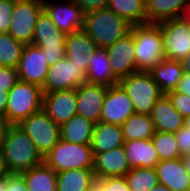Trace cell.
I'll list each match as a JSON object with an SVG mask.
<instances>
[{
    "mask_svg": "<svg viewBox=\"0 0 190 191\" xmlns=\"http://www.w3.org/2000/svg\"><path fill=\"white\" fill-rule=\"evenodd\" d=\"M6 168L10 174H19L44 163V157L18 125H11L1 146Z\"/></svg>",
    "mask_w": 190,
    "mask_h": 191,
    "instance_id": "6da1fadb",
    "label": "cell"
},
{
    "mask_svg": "<svg viewBox=\"0 0 190 191\" xmlns=\"http://www.w3.org/2000/svg\"><path fill=\"white\" fill-rule=\"evenodd\" d=\"M131 26L123 17L104 8L85 14L83 30L98 48L105 49L128 34Z\"/></svg>",
    "mask_w": 190,
    "mask_h": 191,
    "instance_id": "7a4b0ae2",
    "label": "cell"
},
{
    "mask_svg": "<svg viewBox=\"0 0 190 191\" xmlns=\"http://www.w3.org/2000/svg\"><path fill=\"white\" fill-rule=\"evenodd\" d=\"M138 71H149L164 59L163 40L156 23L131 26Z\"/></svg>",
    "mask_w": 190,
    "mask_h": 191,
    "instance_id": "3957f363",
    "label": "cell"
},
{
    "mask_svg": "<svg viewBox=\"0 0 190 191\" xmlns=\"http://www.w3.org/2000/svg\"><path fill=\"white\" fill-rule=\"evenodd\" d=\"M42 97V88L19 80L8 92L4 118L11 125H18L42 109Z\"/></svg>",
    "mask_w": 190,
    "mask_h": 191,
    "instance_id": "277c9868",
    "label": "cell"
},
{
    "mask_svg": "<svg viewBox=\"0 0 190 191\" xmlns=\"http://www.w3.org/2000/svg\"><path fill=\"white\" fill-rule=\"evenodd\" d=\"M118 83L132 101L135 113L150 115L156 101L164 95L148 71H137Z\"/></svg>",
    "mask_w": 190,
    "mask_h": 191,
    "instance_id": "5b68a950",
    "label": "cell"
},
{
    "mask_svg": "<svg viewBox=\"0 0 190 191\" xmlns=\"http://www.w3.org/2000/svg\"><path fill=\"white\" fill-rule=\"evenodd\" d=\"M94 154L90 144L59 140L44 156V163L56 173L70 169L93 168Z\"/></svg>",
    "mask_w": 190,
    "mask_h": 191,
    "instance_id": "8992f818",
    "label": "cell"
},
{
    "mask_svg": "<svg viewBox=\"0 0 190 191\" xmlns=\"http://www.w3.org/2000/svg\"><path fill=\"white\" fill-rule=\"evenodd\" d=\"M18 126L28 135L43 157L61 139L60 126L42 109L22 120Z\"/></svg>",
    "mask_w": 190,
    "mask_h": 191,
    "instance_id": "52a82bcc",
    "label": "cell"
},
{
    "mask_svg": "<svg viewBox=\"0 0 190 191\" xmlns=\"http://www.w3.org/2000/svg\"><path fill=\"white\" fill-rule=\"evenodd\" d=\"M156 24L162 34L164 59L181 61L190 54V25L182 17Z\"/></svg>",
    "mask_w": 190,
    "mask_h": 191,
    "instance_id": "ba28073f",
    "label": "cell"
},
{
    "mask_svg": "<svg viewBox=\"0 0 190 191\" xmlns=\"http://www.w3.org/2000/svg\"><path fill=\"white\" fill-rule=\"evenodd\" d=\"M84 83H87L84 64H77L65 57L49 65L42 92L50 93L53 91L77 89Z\"/></svg>",
    "mask_w": 190,
    "mask_h": 191,
    "instance_id": "9c48e42d",
    "label": "cell"
},
{
    "mask_svg": "<svg viewBox=\"0 0 190 191\" xmlns=\"http://www.w3.org/2000/svg\"><path fill=\"white\" fill-rule=\"evenodd\" d=\"M43 11V0H16L9 34L17 41L32 44L38 16Z\"/></svg>",
    "mask_w": 190,
    "mask_h": 191,
    "instance_id": "30bf717a",
    "label": "cell"
},
{
    "mask_svg": "<svg viewBox=\"0 0 190 191\" xmlns=\"http://www.w3.org/2000/svg\"><path fill=\"white\" fill-rule=\"evenodd\" d=\"M43 10L55 27L65 34L84 29L85 13L73 0H43Z\"/></svg>",
    "mask_w": 190,
    "mask_h": 191,
    "instance_id": "8fae6325",
    "label": "cell"
},
{
    "mask_svg": "<svg viewBox=\"0 0 190 191\" xmlns=\"http://www.w3.org/2000/svg\"><path fill=\"white\" fill-rule=\"evenodd\" d=\"M49 64L42 49L33 44H25L17 67L20 81L43 87Z\"/></svg>",
    "mask_w": 190,
    "mask_h": 191,
    "instance_id": "7c38bea8",
    "label": "cell"
},
{
    "mask_svg": "<svg viewBox=\"0 0 190 191\" xmlns=\"http://www.w3.org/2000/svg\"><path fill=\"white\" fill-rule=\"evenodd\" d=\"M134 113L132 101L119 83L107 87L100 122L122 125Z\"/></svg>",
    "mask_w": 190,
    "mask_h": 191,
    "instance_id": "4fadbf2b",
    "label": "cell"
},
{
    "mask_svg": "<svg viewBox=\"0 0 190 191\" xmlns=\"http://www.w3.org/2000/svg\"><path fill=\"white\" fill-rule=\"evenodd\" d=\"M113 75L118 79L137 72L134 37L131 32L105 48Z\"/></svg>",
    "mask_w": 190,
    "mask_h": 191,
    "instance_id": "5bb4252c",
    "label": "cell"
},
{
    "mask_svg": "<svg viewBox=\"0 0 190 191\" xmlns=\"http://www.w3.org/2000/svg\"><path fill=\"white\" fill-rule=\"evenodd\" d=\"M42 110L59 126L77 114L76 89L43 93Z\"/></svg>",
    "mask_w": 190,
    "mask_h": 191,
    "instance_id": "9a60e30c",
    "label": "cell"
},
{
    "mask_svg": "<svg viewBox=\"0 0 190 191\" xmlns=\"http://www.w3.org/2000/svg\"><path fill=\"white\" fill-rule=\"evenodd\" d=\"M107 87L102 84L84 83L76 89L77 114L94 124L100 121Z\"/></svg>",
    "mask_w": 190,
    "mask_h": 191,
    "instance_id": "2e32d148",
    "label": "cell"
},
{
    "mask_svg": "<svg viewBox=\"0 0 190 191\" xmlns=\"http://www.w3.org/2000/svg\"><path fill=\"white\" fill-rule=\"evenodd\" d=\"M93 172L96 179L125 176L131 169L123 146L94 154Z\"/></svg>",
    "mask_w": 190,
    "mask_h": 191,
    "instance_id": "e0dca14e",
    "label": "cell"
},
{
    "mask_svg": "<svg viewBox=\"0 0 190 191\" xmlns=\"http://www.w3.org/2000/svg\"><path fill=\"white\" fill-rule=\"evenodd\" d=\"M155 169L159 183L171 191H190V177L181 157L159 161Z\"/></svg>",
    "mask_w": 190,
    "mask_h": 191,
    "instance_id": "ac0fdd59",
    "label": "cell"
},
{
    "mask_svg": "<svg viewBox=\"0 0 190 191\" xmlns=\"http://www.w3.org/2000/svg\"><path fill=\"white\" fill-rule=\"evenodd\" d=\"M98 47L84 30L67 34L65 41V55L77 64H84V71L87 72L90 57Z\"/></svg>",
    "mask_w": 190,
    "mask_h": 191,
    "instance_id": "d6986e66",
    "label": "cell"
},
{
    "mask_svg": "<svg viewBox=\"0 0 190 191\" xmlns=\"http://www.w3.org/2000/svg\"><path fill=\"white\" fill-rule=\"evenodd\" d=\"M150 116L156 131L176 133L183 127L184 117L174 109L165 94L156 101Z\"/></svg>",
    "mask_w": 190,
    "mask_h": 191,
    "instance_id": "ffe728a7",
    "label": "cell"
},
{
    "mask_svg": "<svg viewBox=\"0 0 190 191\" xmlns=\"http://www.w3.org/2000/svg\"><path fill=\"white\" fill-rule=\"evenodd\" d=\"M131 169L139 167L155 168L160 161L151 139H134L123 144Z\"/></svg>",
    "mask_w": 190,
    "mask_h": 191,
    "instance_id": "44dd1931",
    "label": "cell"
},
{
    "mask_svg": "<svg viewBox=\"0 0 190 191\" xmlns=\"http://www.w3.org/2000/svg\"><path fill=\"white\" fill-rule=\"evenodd\" d=\"M67 34L59 31L43 10L38 16L32 44L41 49L65 48Z\"/></svg>",
    "mask_w": 190,
    "mask_h": 191,
    "instance_id": "7402d4cb",
    "label": "cell"
},
{
    "mask_svg": "<svg viewBox=\"0 0 190 191\" xmlns=\"http://www.w3.org/2000/svg\"><path fill=\"white\" fill-rule=\"evenodd\" d=\"M124 143L125 139L121 125L100 121L95 124L90 143L93 154L121 147Z\"/></svg>",
    "mask_w": 190,
    "mask_h": 191,
    "instance_id": "603a6c76",
    "label": "cell"
},
{
    "mask_svg": "<svg viewBox=\"0 0 190 191\" xmlns=\"http://www.w3.org/2000/svg\"><path fill=\"white\" fill-rule=\"evenodd\" d=\"M148 72L163 94L175 91L184 74L180 61L169 59H163Z\"/></svg>",
    "mask_w": 190,
    "mask_h": 191,
    "instance_id": "cb8c5ba5",
    "label": "cell"
},
{
    "mask_svg": "<svg viewBox=\"0 0 190 191\" xmlns=\"http://www.w3.org/2000/svg\"><path fill=\"white\" fill-rule=\"evenodd\" d=\"M189 0H145L146 23H159L164 20L180 18Z\"/></svg>",
    "mask_w": 190,
    "mask_h": 191,
    "instance_id": "d4e9b609",
    "label": "cell"
},
{
    "mask_svg": "<svg viewBox=\"0 0 190 191\" xmlns=\"http://www.w3.org/2000/svg\"><path fill=\"white\" fill-rule=\"evenodd\" d=\"M96 182L92 168L70 169L56 174V191H87Z\"/></svg>",
    "mask_w": 190,
    "mask_h": 191,
    "instance_id": "484cf974",
    "label": "cell"
},
{
    "mask_svg": "<svg viewBox=\"0 0 190 191\" xmlns=\"http://www.w3.org/2000/svg\"><path fill=\"white\" fill-rule=\"evenodd\" d=\"M90 60L88 70L86 72L88 83L102 84L109 87L119 82V80L113 75L105 49L97 48L90 57Z\"/></svg>",
    "mask_w": 190,
    "mask_h": 191,
    "instance_id": "4316f807",
    "label": "cell"
},
{
    "mask_svg": "<svg viewBox=\"0 0 190 191\" xmlns=\"http://www.w3.org/2000/svg\"><path fill=\"white\" fill-rule=\"evenodd\" d=\"M95 124L76 114L60 126L61 140L74 144H90Z\"/></svg>",
    "mask_w": 190,
    "mask_h": 191,
    "instance_id": "83f0119b",
    "label": "cell"
},
{
    "mask_svg": "<svg viewBox=\"0 0 190 191\" xmlns=\"http://www.w3.org/2000/svg\"><path fill=\"white\" fill-rule=\"evenodd\" d=\"M107 8L132 26L146 24L145 0H108Z\"/></svg>",
    "mask_w": 190,
    "mask_h": 191,
    "instance_id": "f1b7e54d",
    "label": "cell"
},
{
    "mask_svg": "<svg viewBox=\"0 0 190 191\" xmlns=\"http://www.w3.org/2000/svg\"><path fill=\"white\" fill-rule=\"evenodd\" d=\"M56 172L45 163L22 173L28 191H56Z\"/></svg>",
    "mask_w": 190,
    "mask_h": 191,
    "instance_id": "f546056e",
    "label": "cell"
},
{
    "mask_svg": "<svg viewBox=\"0 0 190 191\" xmlns=\"http://www.w3.org/2000/svg\"><path fill=\"white\" fill-rule=\"evenodd\" d=\"M121 126L125 141L151 139L156 133L155 124L148 114L134 113Z\"/></svg>",
    "mask_w": 190,
    "mask_h": 191,
    "instance_id": "4dcf8cb0",
    "label": "cell"
},
{
    "mask_svg": "<svg viewBox=\"0 0 190 191\" xmlns=\"http://www.w3.org/2000/svg\"><path fill=\"white\" fill-rule=\"evenodd\" d=\"M124 177L131 191H151L159 184L155 168H133Z\"/></svg>",
    "mask_w": 190,
    "mask_h": 191,
    "instance_id": "1f68e13d",
    "label": "cell"
},
{
    "mask_svg": "<svg viewBox=\"0 0 190 191\" xmlns=\"http://www.w3.org/2000/svg\"><path fill=\"white\" fill-rule=\"evenodd\" d=\"M24 46L9 33H0V66L17 69Z\"/></svg>",
    "mask_w": 190,
    "mask_h": 191,
    "instance_id": "d6a6232c",
    "label": "cell"
},
{
    "mask_svg": "<svg viewBox=\"0 0 190 191\" xmlns=\"http://www.w3.org/2000/svg\"><path fill=\"white\" fill-rule=\"evenodd\" d=\"M151 141L160 161L174 160L181 157L175 133L156 131Z\"/></svg>",
    "mask_w": 190,
    "mask_h": 191,
    "instance_id": "836d02e7",
    "label": "cell"
},
{
    "mask_svg": "<svg viewBox=\"0 0 190 191\" xmlns=\"http://www.w3.org/2000/svg\"><path fill=\"white\" fill-rule=\"evenodd\" d=\"M171 101L174 109L180 113L184 118L190 115V96L176 92L170 91L165 94Z\"/></svg>",
    "mask_w": 190,
    "mask_h": 191,
    "instance_id": "e575fe53",
    "label": "cell"
},
{
    "mask_svg": "<svg viewBox=\"0 0 190 191\" xmlns=\"http://www.w3.org/2000/svg\"><path fill=\"white\" fill-rule=\"evenodd\" d=\"M16 0H0V33H8Z\"/></svg>",
    "mask_w": 190,
    "mask_h": 191,
    "instance_id": "d590c367",
    "label": "cell"
},
{
    "mask_svg": "<svg viewBox=\"0 0 190 191\" xmlns=\"http://www.w3.org/2000/svg\"><path fill=\"white\" fill-rule=\"evenodd\" d=\"M103 191H131L124 176L105 177L96 179Z\"/></svg>",
    "mask_w": 190,
    "mask_h": 191,
    "instance_id": "8d00e7d4",
    "label": "cell"
},
{
    "mask_svg": "<svg viewBox=\"0 0 190 191\" xmlns=\"http://www.w3.org/2000/svg\"><path fill=\"white\" fill-rule=\"evenodd\" d=\"M18 81L17 69L0 66V88L8 93Z\"/></svg>",
    "mask_w": 190,
    "mask_h": 191,
    "instance_id": "74e56055",
    "label": "cell"
},
{
    "mask_svg": "<svg viewBox=\"0 0 190 191\" xmlns=\"http://www.w3.org/2000/svg\"><path fill=\"white\" fill-rule=\"evenodd\" d=\"M175 138L181 157L190 154V129L181 127L175 133Z\"/></svg>",
    "mask_w": 190,
    "mask_h": 191,
    "instance_id": "f35d334b",
    "label": "cell"
},
{
    "mask_svg": "<svg viewBox=\"0 0 190 191\" xmlns=\"http://www.w3.org/2000/svg\"><path fill=\"white\" fill-rule=\"evenodd\" d=\"M6 191H28L22 175L7 173Z\"/></svg>",
    "mask_w": 190,
    "mask_h": 191,
    "instance_id": "ab89813d",
    "label": "cell"
},
{
    "mask_svg": "<svg viewBox=\"0 0 190 191\" xmlns=\"http://www.w3.org/2000/svg\"><path fill=\"white\" fill-rule=\"evenodd\" d=\"M83 11L88 13L107 8L108 0H73Z\"/></svg>",
    "mask_w": 190,
    "mask_h": 191,
    "instance_id": "60d3db41",
    "label": "cell"
},
{
    "mask_svg": "<svg viewBox=\"0 0 190 191\" xmlns=\"http://www.w3.org/2000/svg\"><path fill=\"white\" fill-rule=\"evenodd\" d=\"M43 55L47 58V63L52 65L57 61L64 59L65 55V48H48L42 49Z\"/></svg>",
    "mask_w": 190,
    "mask_h": 191,
    "instance_id": "b9f144b4",
    "label": "cell"
},
{
    "mask_svg": "<svg viewBox=\"0 0 190 191\" xmlns=\"http://www.w3.org/2000/svg\"><path fill=\"white\" fill-rule=\"evenodd\" d=\"M176 92L190 96V73H184Z\"/></svg>",
    "mask_w": 190,
    "mask_h": 191,
    "instance_id": "7bdbcfd3",
    "label": "cell"
},
{
    "mask_svg": "<svg viewBox=\"0 0 190 191\" xmlns=\"http://www.w3.org/2000/svg\"><path fill=\"white\" fill-rule=\"evenodd\" d=\"M11 124L3 117L0 116V148L7 136Z\"/></svg>",
    "mask_w": 190,
    "mask_h": 191,
    "instance_id": "ee69618b",
    "label": "cell"
},
{
    "mask_svg": "<svg viewBox=\"0 0 190 191\" xmlns=\"http://www.w3.org/2000/svg\"><path fill=\"white\" fill-rule=\"evenodd\" d=\"M7 102L8 93L5 92V88H0V116L4 117Z\"/></svg>",
    "mask_w": 190,
    "mask_h": 191,
    "instance_id": "f6af8a7d",
    "label": "cell"
},
{
    "mask_svg": "<svg viewBox=\"0 0 190 191\" xmlns=\"http://www.w3.org/2000/svg\"><path fill=\"white\" fill-rule=\"evenodd\" d=\"M180 63L184 73H190V54L183 58Z\"/></svg>",
    "mask_w": 190,
    "mask_h": 191,
    "instance_id": "bcb514c9",
    "label": "cell"
},
{
    "mask_svg": "<svg viewBox=\"0 0 190 191\" xmlns=\"http://www.w3.org/2000/svg\"><path fill=\"white\" fill-rule=\"evenodd\" d=\"M9 173V171L6 168L5 160L2 155V151L0 149V176Z\"/></svg>",
    "mask_w": 190,
    "mask_h": 191,
    "instance_id": "7dc6e473",
    "label": "cell"
},
{
    "mask_svg": "<svg viewBox=\"0 0 190 191\" xmlns=\"http://www.w3.org/2000/svg\"><path fill=\"white\" fill-rule=\"evenodd\" d=\"M182 19L190 25V0L188 1L187 7L182 14Z\"/></svg>",
    "mask_w": 190,
    "mask_h": 191,
    "instance_id": "c3c4849f",
    "label": "cell"
},
{
    "mask_svg": "<svg viewBox=\"0 0 190 191\" xmlns=\"http://www.w3.org/2000/svg\"><path fill=\"white\" fill-rule=\"evenodd\" d=\"M190 177V154L181 157Z\"/></svg>",
    "mask_w": 190,
    "mask_h": 191,
    "instance_id": "681fc988",
    "label": "cell"
},
{
    "mask_svg": "<svg viewBox=\"0 0 190 191\" xmlns=\"http://www.w3.org/2000/svg\"><path fill=\"white\" fill-rule=\"evenodd\" d=\"M7 187V174L0 176V191H6Z\"/></svg>",
    "mask_w": 190,
    "mask_h": 191,
    "instance_id": "f907efd6",
    "label": "cell"
},
{
    "mask_svg": "<svg viewBox=\"0 0 190 191\" xmlns=\"http://www.w3.org/2000/svg\"><path fill=\"white\" fill-rule=\"evenodd\" d=\"M151 191H171V190L165 185L159 183Z\"/></svg>",
    "mask_w": 190,
    "mask_h": 191,
    "instance_id": "816d5d0a",
    "label": "cell"
},
{
    "mask_svg": "<svg viewBox=\"0 0 190 191\" xmlns=\"http://www.w3.org/2000/svg\"><path fill=\"white\" fill-rule=\"evenodd\" d=\"M87 191H103V189L97 182H95Z\"/></svg>",
    "mask_w": 190,
    "mask_h": 191,
    "instance_id": "f5cc1de1",
    "label": "cell"
},
{
    "mask_svg": "<svg viewBox=\"0 0 190 191\" xmlns=\"http://www.w3.org/2000/svg\"><path fill=\"white\" fill-rule=\"evenodd\" d=\"M183 126L190 129V115L186 116L184 118V123H183Z\"/></svg>",
    "mask_w": 190,
    "mask_h": 191,
    "instance_id": "db71d44e",
    "label": "cell"
}]
</instances>
